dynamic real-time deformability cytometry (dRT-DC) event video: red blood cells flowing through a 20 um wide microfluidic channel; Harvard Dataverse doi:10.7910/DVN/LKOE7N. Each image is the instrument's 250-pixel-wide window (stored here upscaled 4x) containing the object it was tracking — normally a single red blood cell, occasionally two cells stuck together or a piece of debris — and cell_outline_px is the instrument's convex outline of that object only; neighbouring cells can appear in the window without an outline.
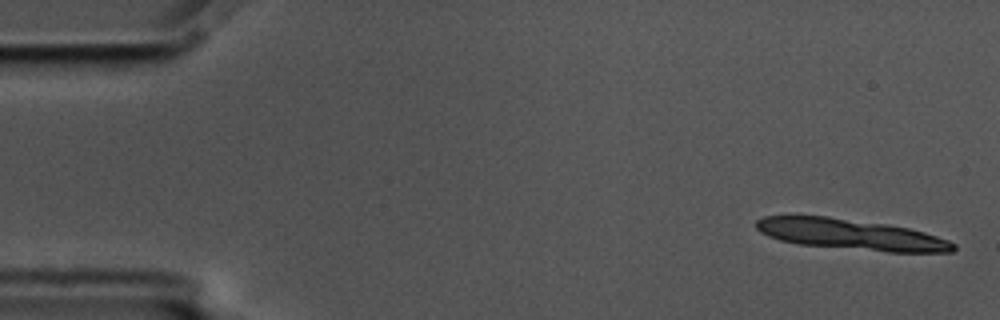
{"species": "common noctule bat (a hibernating species)", "species_latin": "Nyctalus noctula", "temperature_condition": "cold", "stored_images_in_passage": 11, "camera_frame_rate_fps": 3000, "um_per_image_px": 0.085, "animal": {"sex": "male", "body_mass_g": 17.5, "forearm_length_mm": 52.3}, "frame": {"image": 1, "passage_image": 2, "time_ms": 0.333, "image_size_px": [1000, 320], "cell_outline_px": [[956, 248], [952, 252], [888, 252], [800, 244], [780, 240], [768, 236], [760, 232], [756, 228], [756, 220], [764, 216], [828, 216], [888, 224], [908, 228], [924, 232], [948, 240], [956, 244]], "centroid_in_image_um": [72.33, 19.92], "position_along_channel_um": 12.7, "area_um2": 35.2}}